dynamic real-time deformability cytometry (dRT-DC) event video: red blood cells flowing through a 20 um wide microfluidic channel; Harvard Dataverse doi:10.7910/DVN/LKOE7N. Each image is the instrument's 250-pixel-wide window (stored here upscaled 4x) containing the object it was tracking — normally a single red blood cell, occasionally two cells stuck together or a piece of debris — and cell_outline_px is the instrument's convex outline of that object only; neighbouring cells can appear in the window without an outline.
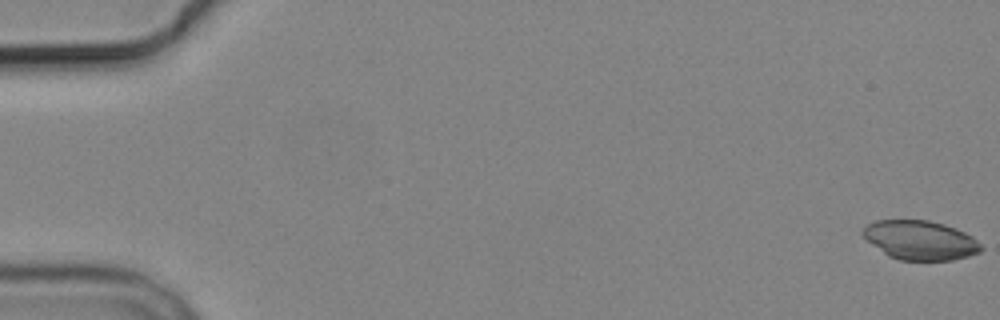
{"species": "common noctule bat (a hibernating species)", "species_latin": "Nyctalus noctula", "temperature_condition": "cold", "stored_images_in_passage": 5, "camera_frame_rate_fps": 3000, "um_per_image_px": 0.085, "animal": {"sex": "male", "body_mass_g": 19.2, "forearm_length_mm": 51.8}, "frame": {"image": 1, "passage_image": 1, "time_ms": 0.0, "image_size_px": [1000, 320], "cell_outline_px": [[984, 248], [980, 252], [968, 256], [952, 260], [900, 260], [888, 256], [872, 244], [860, 232], [868, 224], [876, 220], [928, 220], [944, 224], [956, 228], [972, 236]], "centroid_in_image_um": [78.23, 20.41], "position_along_channel_um": 6.8, "area_um2": 26.93}}
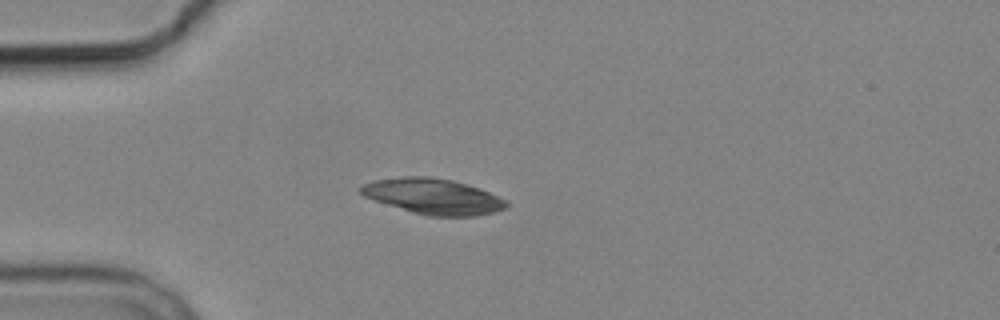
{"frame": {"image": 2, "passage_image": 5, "time_ms": 5.0, "image_size_px": [1000, 320], "cell_outline_px": [[508, 204], [504, 208], [492, 212], [476, 216], [428, 216], [412, 212], [364, 196], [360, 192], [360, 188], [364, 184], [372, 180], [404, 176], [428, 176], [452, 180], [480, 188], [508, 200]], "centroid_in_image_um": [36.84, 16.68], "position_along_channel_um": 48.2, "area_um2": 30.0}}